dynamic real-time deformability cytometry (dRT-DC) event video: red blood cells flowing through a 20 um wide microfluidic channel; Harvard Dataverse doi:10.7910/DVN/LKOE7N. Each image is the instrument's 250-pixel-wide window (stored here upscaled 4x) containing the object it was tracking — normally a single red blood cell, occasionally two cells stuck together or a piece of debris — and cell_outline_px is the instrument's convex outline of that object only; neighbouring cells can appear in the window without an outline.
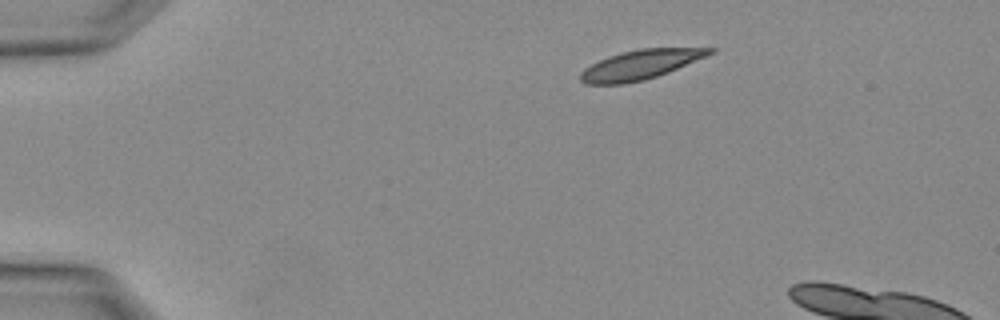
{"species": "Egyptian fruit bat (a non-hibernating species)", "species_latin": "Rousettus aegyptiacus", "temperature_condition": "warm", "stored_images_in_passage": 3, "camera_frame_rate_fps": 3000, "um_per_image_px": 0.085, "animal": {"sex": "female"}, "frame": {"image": 1, "passage_image": 3, "time_ms": 0.667, "image_size_px": [1000, 320], "cell_outline_px": [[716, 52], [668, 72], [644, 80], [624, 84], [584, 84], [580, 80], [580, 72], [584, 68], [608, 56], [620, 52], [640, 48], [716, 48]], "centroid_in_image_um": [54.41, 5.5], "position_along_channel_um": 30.6, "area_um2": 22.14}}